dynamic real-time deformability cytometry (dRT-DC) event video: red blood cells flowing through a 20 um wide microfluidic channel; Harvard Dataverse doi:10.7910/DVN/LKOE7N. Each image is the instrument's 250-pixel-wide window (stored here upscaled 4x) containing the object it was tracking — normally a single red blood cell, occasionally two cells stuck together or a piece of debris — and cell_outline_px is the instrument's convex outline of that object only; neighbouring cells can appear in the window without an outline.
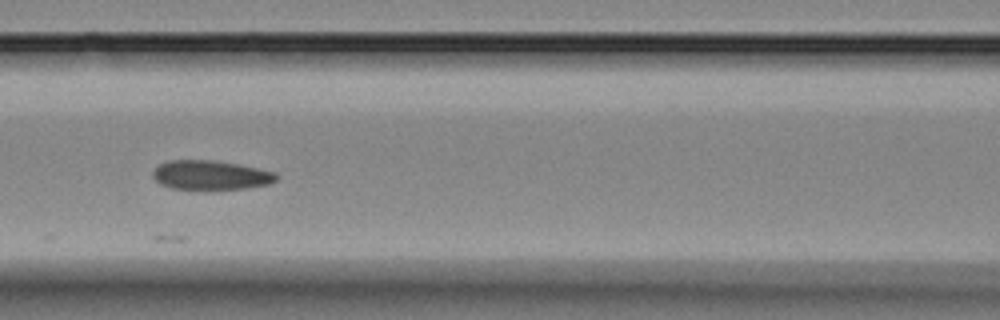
{"species": "Egyptian fruit bat (a non-hibernating species)", "species_latin": "Rousettus aegyptiacus", "temperature_condition": "room temperature", "stored_images_in_passage": 7, "camera_frame_rate_fps": 3000, "um_per_image_px": 0.085, "animal": {"sex": "female"}, "frame": {"image": 1, "passage_image": 6, "time_ms": 5.667, "image_size_px": [1000, 320], "cell_outline_px": [[280, 176], [276, 180], [268, 184], [244, 188], [172, 188], [160, 184], [152, 176], [152, 172], [160, 164], [168, 160], [216, 160], [240, 164], [276, 172]], "centroid_in_image_um": [17.93, 14.85], "position_along_channel_um": 148.7, "area_um2": 20.87}}